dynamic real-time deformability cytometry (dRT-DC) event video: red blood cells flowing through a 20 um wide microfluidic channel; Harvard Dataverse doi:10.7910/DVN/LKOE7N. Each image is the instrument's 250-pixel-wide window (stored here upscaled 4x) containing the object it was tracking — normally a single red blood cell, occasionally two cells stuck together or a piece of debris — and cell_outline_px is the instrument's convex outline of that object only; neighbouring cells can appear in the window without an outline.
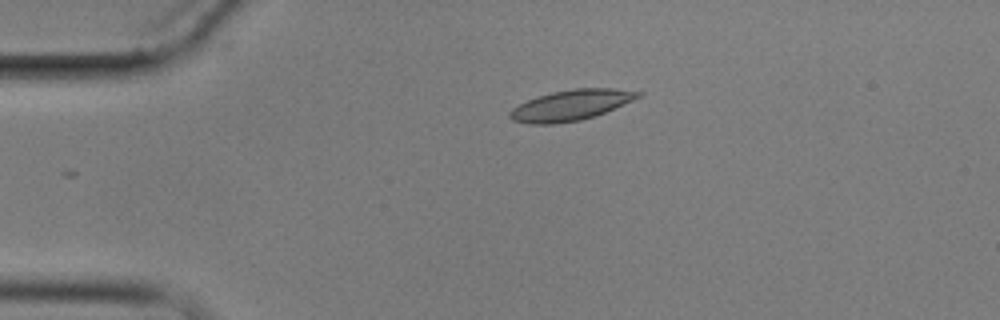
{"species": "common noctule bat (a hibernating species)", "species_latin": "Nyctalus noctula", "temperature_condition": "cold", "stored_images_in_passage": 5, "camera_frame_rate_fps": 3000, "um_per_image_px": 0.085, "animal": {"sex": "male", "body_mass_g": 17.9}, "frame": {"image": 1, "passage_image": 4, "time_ms": 3.667, "image_size_px": [1000, 320], "cell_outline_px": [[644, 92], [640, 96], [632, 100], [604, 112], [580, 120], [552, 124], [528, 124], [512, 120], [508, 116], [508, 112], [512, 108], [536, 96], [552, 92], [572, 88], [612, 88]], "centroid_in_image_um": [48.47, 8.93], "position_along_channel_um": 36.5, "area_um2": 22.66}}